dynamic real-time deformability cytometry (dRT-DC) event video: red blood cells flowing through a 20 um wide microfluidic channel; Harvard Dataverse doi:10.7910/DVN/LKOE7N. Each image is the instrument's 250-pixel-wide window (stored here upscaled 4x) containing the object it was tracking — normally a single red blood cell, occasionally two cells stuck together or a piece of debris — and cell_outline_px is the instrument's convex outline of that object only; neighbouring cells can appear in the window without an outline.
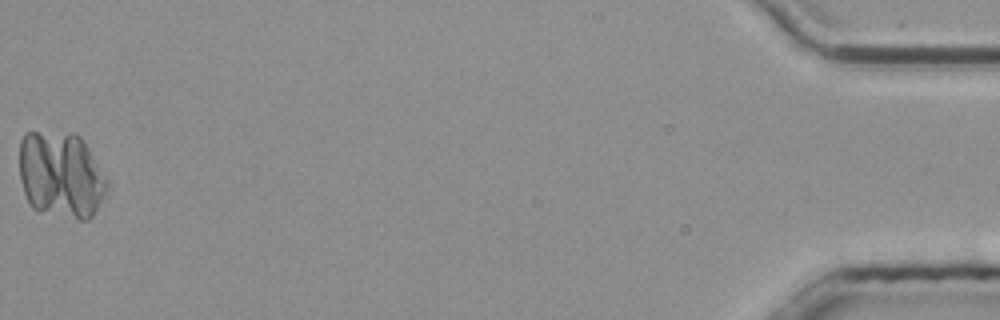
{"species": "common noctule bat (a hibernating species)", "species_latin": "Nyctalus noctula", "temperature_condition": "room temperature", "stored_images_in_passage": 39, "camera_frame_rate_fps": 3000, "um_per_image_px": 0.085, "animal": {"sex": "male", "body_mass_g": 20.4}, "frame": {"image": 1, "passage_image": 39, "time_ms": 12.667, "image_size_px": [1000, 320], "cell_outline_px": [[108, 188], [104, 196], [92, 216], [88, 220], [80, 220], [40, 212], [32, 208], [24, 192], [20, 180], [20, 140], [24, 132], [72, 132], [80, 136], [88, 148], [104, 176], [108, 184]], "centroid_in_image_um": [5.16, 14.87], "position_along_channel_um": 430.0, "area_um2": 44.33}, "authors_computed_cell_mechanics": {"area_um2": 20.9814, "velocity_mm_per_s": 3.7745, "shape_relaxation_time_tau1_ms": 1.3956, "shape_relaxation_time_tau2_ms": 7.4858, "deformation_change_tau1": 0.2773, "deformation_change_tau2": 0.1256}}